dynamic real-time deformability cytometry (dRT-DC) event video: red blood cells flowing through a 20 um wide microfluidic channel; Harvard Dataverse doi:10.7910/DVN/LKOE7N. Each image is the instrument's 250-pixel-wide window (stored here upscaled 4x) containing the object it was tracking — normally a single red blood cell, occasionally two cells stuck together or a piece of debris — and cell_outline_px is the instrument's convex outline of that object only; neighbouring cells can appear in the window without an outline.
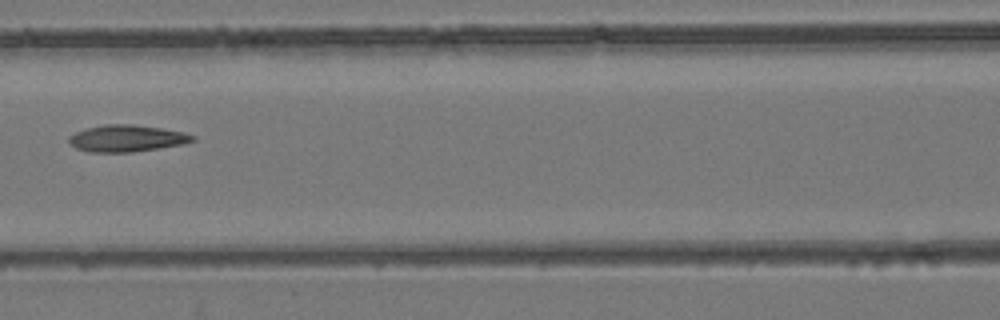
{"species": "common noctule bat (a hibernating species)", "species_latin": "Nyctalus noctula", "temperature_condition": "room temperature", "stored_images_in_passage": 3, "camera_frame_rate_fps": 3000, "um_per_image_px": 0.085, "animal": {"sex": "female", "body_mass_g": 24.6, "forearm_length_mm": 56.2}, "frame": {"image": 1, "passage_image": 3, "time_ms": 2.333, "image_size_px": [1000, 320], "cell_outline_px": [[196, 140], [184, 144], [132, 152], [88, 152], [76, 148], [68, 144], [68, 136], [84, 128], [104, 124], [132, 124], [160, 128], [184, 132], [196, 136]], "centroid_in_image_um": [10.74, 11.76], "position_along_channel_um": 155.9, "area_um2": 19.48}}